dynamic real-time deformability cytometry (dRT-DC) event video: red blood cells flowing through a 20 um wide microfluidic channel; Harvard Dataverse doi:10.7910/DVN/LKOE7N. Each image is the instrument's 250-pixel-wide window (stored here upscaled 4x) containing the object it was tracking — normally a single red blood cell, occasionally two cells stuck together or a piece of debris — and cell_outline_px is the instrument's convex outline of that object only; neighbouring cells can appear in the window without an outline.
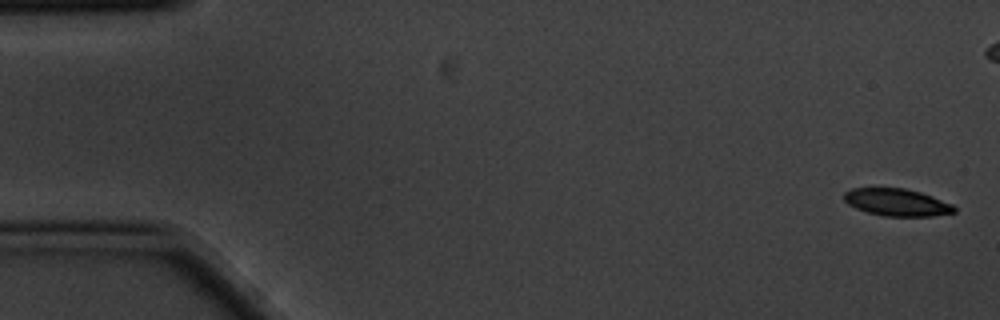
{"species": "common noctule bat (a hibernating species)", "species_latin": "Nyctalus noctula", "temperature_condition": "cold", "stored_images_in_passage": 12, "camera_frame_rate_fps": 3000, "um_per_image_px": 0.085, "animal": {"sex": "male", "body_mass_g": 20.1, "forearm_length_mm": 53.5}, "frame": {"image": 1, "passage_image": 1, "time_ms": 0.0, "image_size_px": [1000, 320], "cell_outline_px": [[956, 212], [932, 216], [884, 216], [868, 212], [856, 208], [848, 204], [844, 200], [844, 192], [852, 188], [904, 188], [920, 192], [932, 196], [952, 204], [956, 208]], "centroid_in_image_um": [76.23, 17.2], "position_along_channel_um": 8.8, "area_um2": 17.46}}